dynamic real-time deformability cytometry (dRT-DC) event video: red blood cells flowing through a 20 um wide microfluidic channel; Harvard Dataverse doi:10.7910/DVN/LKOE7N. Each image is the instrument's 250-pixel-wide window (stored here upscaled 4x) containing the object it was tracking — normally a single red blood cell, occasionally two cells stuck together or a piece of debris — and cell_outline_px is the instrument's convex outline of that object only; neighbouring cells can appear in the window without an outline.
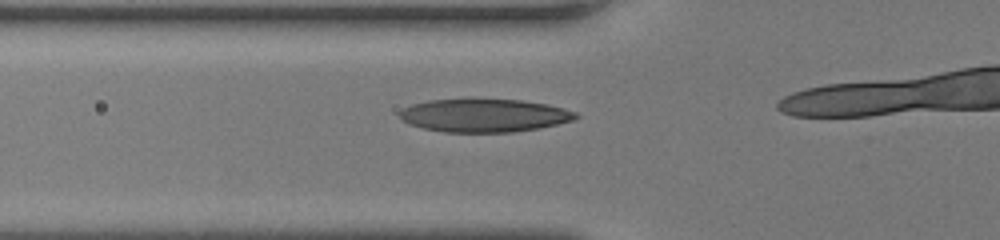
{"species": "human", "species_latin": "Homo sapiens", "temperature_condition": "room temperature", "stored_images_in_passage": 21, "camera_frame_rate_fps": 3000, "um_per_image_px": 0.085, "donor": {"sex": "female"}, "frame": {"image": 1, "passage_image": 14, "time_ms": 4.333, "image_size_px": [1000, 240], "cell_outline_px": [[580, 116], [572, 120], [540, 128], [512, 132], [444, 132], [424, 128], [408, 124], [400, 116], [400, 112], [404, 108], [412, 104], [428, 100], [472, 96], [524, 100], [548, 104], [564, 108], [576, 112]], "centroid_in_image_um": [41.16, 9.76], "position_along_channel_um": 84.6, "area_um2": 35.08}}
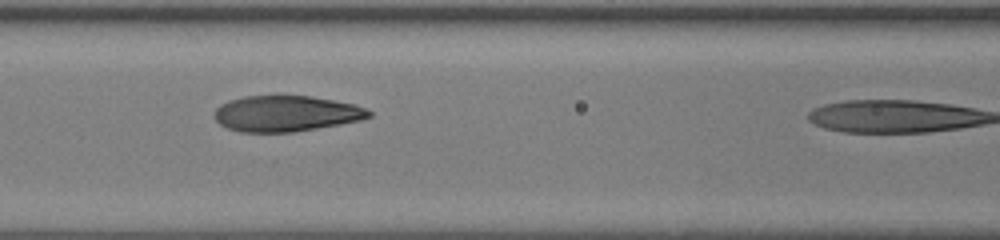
{"frame": {"image": 2, "passage_image": 18, "time_ms": 5.667, "image_size_px": [1000, 240], "cell_outline_px": [[372, 116], [360, 120], [340, 124], [292, 132], [240, 132], [228, 128], [220, 124], [212, 116], [216, 108], [220, 104], [228, 100], [244, 96], [312, 96], [356, 104], [372, 112]], "centroid_in_image_um": [24.29, 9.65], "position_along_channel_um": 142.3, "area_um2": 32.37}}